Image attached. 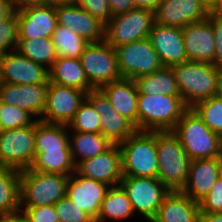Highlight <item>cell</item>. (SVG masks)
I'll use <instances>...</instances> for the list:
<instances>
[{
  "instance_id": "6da1fadb",
  "label": "cell",
  "mask_w": 222,
  "mask_h": 222,
  "mask_svg": "<svg viewBox=\"0 0 222 222\" xmlns=\"http://www.w3.org/2000/svg\"><path fill=\"white\" fill-rule=\"evenodd\" d=\"M172 69L180 96L188 108L220 94L222 70L213 64L188 60Z\"/></svg>"
},
{
  "instance_id": "7a4b0ae2",
  "label": "cell",
  "mask_w": 222,
  "mask_h": 222,
  "mask_svg": "<svg viewBox=\"0 0 222 222\" xmlns=\"http://www.w3.org/2000/svg\"><path fill=\"white\" fill-rule=\"evenodd\" d=\"M172 132L191 160L222 155V137L211 131L192 108L183 113Z\"/></svg>"
},
{
  "instance_id": "3957f363",
  "label": "cell",
  "mask_w": 222,
  "mask_h": 222,
  "mask_svg": "<svg viewBox=\"0 0 222 222\" xmlns=\"http://www.w3.org/2000/svg\"><path fill=\"white\" fill-rule=\"evenodd\" d=\"M156 149L157 178L170 191H181L187 181L192 160L172 130L156 131Z\"/></svg>"
},
{
  "instance_id": "277c9868",
  "label": "cell",
  "mask_w": 222,
  "mask_h": 222,
  "mask_svg": "<svg viewBox=\"0 0 222 222\" xmlns=\"http://www.w3.org/2000/svg\"><path fill=\"white\" fill-rule=\"evenodd\" d=\"M138 131L172 130L188 109L180 95L138 92Z\"/></svg>"
},
{
  "instance_id": "5b68a950",
  "label": "cell",
  "mask_w": 222,
  "mask_h": 222,
  "mask_svg": "<svg viewBox=\"0 0 222 222\" xmlns=\"http://www.w3.org/2000/svg\"><path fill=\"white\" fill-rule=\"evenodd\" d=\"M118 146L123 176L157 178L156 131L136 130Z\"/></svg>"
},
{
  "instance_id": "8992f818",
  "label": "cell",
  "mask_w": 222,
  "mask_h": 222,
  "mask_svg": "<svg viewBox=\"0 0 222 222\" xmlns=\"http://www.w3.org/2000/svg\"><path fill=\"white\" fill-rule=\"evenodd\" d=\"M69 176L31 170L20 171V207L54 205L66 195Z\"/></svg>"
},
{
  "instance_id": "52a82bcc",
  "label": "cell",
  "mask_w": 222,
  "mask_h": 222,
  "mask_svg": "<svg viewBox=\"0 0 222 222\" xmlns=\"http://www.w3.org/2000/svg\"><path fill=\"white\" fill-rule=\"evenodd\" d=\"M155 23L154 11L134 8L114 15L105 25L104 40L113 48L149 37Z\"/></svg>"
},
{
  "instance_id": "ba28073f",
  "label": "cell",
  "mask_w": 222,
  "mask_h": 222,
  "mask_svg": "<svg viewBox=\"0 0 222 222\" xmlns=\"http://www.w3.org/2000/svg\"><path fill=\"white\" fill-rule=\"evenodd\" d=\"M126 192L134 213L151 222L170 190L158 179L123 176L119 184Z\"/></svg>"
},
{
  "instance_id": "9c48e42d",
  "label": "cell",
  "mask_w": 222,
  "mask_h": 222,
  "mask_svg": "<svg viewBox=\"0 0 222 222\" xmlns=\"http://www.w3.org/2000/svg\"><path fill=\"white\" fill-rule=\"evenodd\" d=\"M82 67L94 89L122 79L115 48L105 40L89 43L80 57Z\"/></svg>"
},
{
  "instance_id": "30bf717a",
  "label": "cell",
  "mask_w": 222,
  "mask_h": 222,
  "mask_svg": "<svg viewBox=\"0 0 222 222\" xmlns=\"http://www.w3.org/2000/svg\"><path fill=\"white\" fill-rule=\"evenodd\" d=\"M35 123L11 130H0V167L19 171L31 167L35 159Z\"/></svg>"
},
{
  "instance_id": "8fae6325",
  "label": "cell",
  "mask_w": 222,
  "mask_h": 222,
  "mask_svg": "<svg viewBox=\"0 0 222 222\" xmlns=\"http://www.w3.org/2000/svg\"><path fill=\"white\" fill-rule=\"evenodd\" d=\"M115 50L122 78L135 80L164 67L149 38L115 47Z\"/></svg>"
},
{
  "instance_id": "7c38bea8",
  "label": "cell",
  "mask_w": 222,
  "mask_h": 222,
  "mask_svg": "<svg viewBox=\"0 0 222 222\" xmlns=\"http://www.w3.org/2000/svg\"><path fill=\"white\" fill-rule=\"evenodd\" d=\"M85 98L84 91L49 81L45 108L40 121L68 126Z\"/></svg>"
},
{
  "instance_id": "4fadbf2b",
  "label": "cell",
  "mask_w": 222,
  "mask_h": 222,
  "mask_svg": "<svg viewBox=\"0 0 222 222\" xmlns=\"http://www.w3.org/2000/svg\"><path fill=\"white\" fill-rule=\"evenodd\" d=\"M0 83H49V71L45 66L30 60L15 49L0 57Z\"/></svg>"
},
{
  "instance_id": "5bb4252c",
  "label": "cell",
  "mask_w": 222,
  "mask_h": 222,
  "mask_svg": "<svg viewBox=\"0 0 222 222\" xmlns=\"http://www.w3.org/2000/svg\"><path fill=\"white\" fill-rule=\"evenodd\" d=\"M58 25L69 28L89 43L104 40L105 25L97 18L71 1H56Z\"/></svg>"
},
{
  "instance_id": "9a60e30c",
  "label": "cell",
  "mask_w": 222,
  "mask_h": 222,
  "mask_svg": "<svg viewBox=\"0 0 222 222\" xmlns=\"http://www.w3.org/2000/svg\"><path fill=\"white\" fill-rule=\"evenodd\" d=\"M18 39L51 37L57 26L55 2L30 5L16 10Z\"/></svg>"
},
{
  "instance_id": "2e32d148",
  "label": "cell",
  "mask_w": 222,
  "mask_h": 222,
  "mask_svg": "<svg viewBox=\"0 0 222 222\" xmlns=\"http://www.w3.org/2000/svg\"><path fill=\"white\" fill-rule=\"evenodd\" d=\"M209 14L200 0H161L154 11L157 24L179 28L204 21Z\"/></svg>"
},
{
  "instance_id": "e0dca14e",
  "label": "cell",
  "mask_w": 222,
  "mask_h": 222,
  "mask_svg": "<svg viewBox=\"0 0 222 222\" xmlns=\"http://www.w3.org/2000/svg\"><path fill=\"white\" fill-rule=\"evenodd\" d=\"M86 99L93 105L101 119L100 133L112 144L122 143L136 131V128L112 107L99 89L87 93Z\"/></svg>"
},
{
  "instance_id": "ac0fdd59",
  "label": "cell",
  "mask_w": 222,
  "mask_h": 222,
  "mask_svg": "<svg viewBox=\"0 0 222 222\" xmlns=\"http://www.w3.org/2000/svg\"><path fill=\"white\" fill-rule=\"evenodd\" d=\"M75 171L81 176L103 182L110 187L118 186L123 178L118 144H113L102 154L80 161L75 166Z\"/></svg>"
},
{
  "instance_id": "d6986e66",
  "label": "cell",
  "mask_w": 222,
  "mask_h": 222,
  "mask_svg": "<svg viewBox=\"0 0 222 222\" xmlns=\"http://www.w3.org/2000/svg\"><path fill=\"white\" fill-rule=\"evenodd\" d=\"M109 188V185L81 176L75 171L67 181L66 196L91 218H97Z\"/></svg>"
},
{
  "instance_id": "ffe728a7",
  "label": "cell",
  "mask_w": 222,
  "mask_h": 222,
  "mask_svg": "<svg viewBox=\"0 0 222 222\" xmlns=\"http://www.w3.org/2000/svg\"><path fill=\"white\" fill-rule=\"evenodd\" d=\"M49 83L23 85L0 83V97L3 103L17 106L40 120L45 108Z\"/></svg>"
},
{
  "instance_id": "44dd1931",
  "label": "cell",
  "mask_w": 222,
  "mask_h": 222,
  "mask_svg": "<svg viewBox=\"0 0 222 222\" xmlns=\"http://www.w3.org/2000/svg\"><path fill=\"white\" fill-rule=\"evenodd\" d=\"M221 171V157L193 159L187 181L181 192L199 203L209 194L213 184L221 176Z\"/></svg>"
},
{
  "instance_id": "7402d4cb",
  "label": "cell",
  "mask_w": 222,
  "mask_h": 222,
  "mask_svg": "<svg viewBox=\"0 0 222 222\" xmlns=\"http://www.w3.org/2000/svg\"><path fill=\"white\" fill-rule=\"evenodd\" d=\"M148 38L164 67L188 61L181 28L162 26L155 22Z\"/></svg>"
},
{
  "instance_id": "603a6c76",
  "label": "cell",
  "mask_w": 222,
  "mask_h": 222,
  "mask_svg": "<svg viewBox=\"0 0 222 222\" xmlns=\"http://www.w3.org/2000/svg\"><path fill=\"white\" fill-rule=\"evenodd\" d=\"M187 59L214 65L215 37L211 23L206 19L181 28Z\"/></svg>"
},
{
  "instance_id": "cb8c5ba5",
  "label": "cell",
  "mask_w": 222,
  "mask_h": 222,
  "mask_svg": "<svg viewBox=\"0 0 222 222\" xmlns=\"http://www.w3.org/2000/svg\"><path fill=\"white\" fill-rule=\"evenodd\" d=\"M99 90L106 96L112 107L138 131V89L135 80L122 78L101 86Z\"/></svg>"
},
{
  "instance_id": "d4e9b609",
  "label": "cell",
  "mask_w": 222,
  "mask_h": 222,
  "mask_svg": "<svg viewBox=\"0 0 222 222\" xmlns=\"http://www.w3.org/2000/svg\"><path fill=\"white\" fill-rule=\"evenodd\" d=\"M199 203L181 191H170L151 222H199Z\"/></svg>"
},
{
  "instance_id": "484cf974",
  "label": "cell",
  "mask_w": 222,
  "mask_h": 222,
  "mask_svg": "<svg viewBox=\"0 0 222 222\" xmlns=\"http://www.w3.org/2000/svg\"><path fill=\"white\" fill-rule=\"evenodd\" d=\"M49 81L61 86L73 87L86 94L94 90L90 85L80 59L60 57L48 69Z\"/></svg>"
},
{
  "instance_id": "4316f807",
  "label": "cell",
  "mask_w": 222,
  "mask_h": 222,
  "mask_svg": "<svg viewBox=\"0 0 222 222\" xmlns=\"http://www.w3.org/2000/svg\"><path fill=\"white\" fill-rule=\"evenodd\" d=\"M66 125L35 122V157L41 152L70 151L69 129Z\"/></svg>"
},
{
  "instance_id": "83f0119b",
  "label": "cell",
  "mask_w": 222,
  "mask_h": 222,
  "mask_svg": "<svg viewBox=\"0 0 222 222\" xmlns=\"http://www.w3.org/2000/svg\"><path fill=\"white\" fill-rule=\"evenodd\" d=\"M112 145L101 133L69 132V147L75 166L80 161L104 153Z\"/></svg>"
},
{
  "instance_id": "f1b7e54d",
  "label": "cell",
  "mask_w": 222,
  "mask_h": 222,
  "mask_svg": "<svg viewBox=\"0 0 222 222\" xmlns=\"http://www.w3.org/2000/svg\"><path fill=\"white\" fill-rule=\"evenodd\" d=\"M20 212V171L0 167V216Z\"/></svg>"
},
{
  "instance_id": "f546056e",
  "label": "cell",
  "mask_w": 222,
  "mask_h": 222,
  "mask_svg": "<svg viewBox=\"0 0 222 222\" xmlns=\"http://www.w3.org/2000/svg\"><path fill=\"white\" fill-rule=\"evenodd\" d=\"M138 92L148 95H180L172 67H163L154 73L135 79Z\"/></svg>"
},
{
  "instance_id": "4dcf8cb0",
  "label": "cell",
  "mask_w": 222,
  "mask_h": 222,
  "mask_svg": "<svg viewBox=\"0 0 222 222\" xmlns=\"http://www.w3.org/2000/svg\"><path fill=\"white\" fill-rule=\"evenodd\" d=\"M134 214L136 213L133 211L126 192L118 185L107 190L97 219L100 222H106L108 219L124 221L127 218H131Z\"/></svg>"
},
{
  "instance_id": "1f68e13d",
  "label": "cell",
  "mask_w": 222,
  "mask_h": 222,
  "mask_svg": "<svg viewBox=\"0 0 222 222\" xmlns=\"http://www.w3.org/2000/svg\"><path fill=\"white\" fill-rule=\"evenodd\" d=\"M16 50L30 60L45 66L47 69L58 58L51 37L18 39Z\"/></svg>"
},
{
  "instance_id": "d6a6232c",
  "label": "cell",
  "mask_w": 222,
  "mask_h": 222,
  "mask_svg": "<svg viewBox=\"0 0 222 222\" xmlns=\"http://www.w3.org/2000/svg\"><path fill=\"white\" fill-rule=\"evenodd\" d=\"M30 169L70 176L75 172V164L71 151L41 152L35 157Z\"/></svg>"
},
{
  "instance_id": "836d02e7",
  "label": "cell",
  "mask_w": 222,
  "mask_h": 222,
  "mask_svg": "<svg viewBox=\"0 0 222 222\" xmlns=\"http://www.w3.org/2000/svg\"><path fill=\"white\" fill-rule=\"evenodd\" d=\"M51 38L58 58L80 59L85 47L89 44V42L74 31L58 24Z\"/></svg>"
},
{
  "instance_id": "e575fe53",
  "label": "cell",
  "mask_w": 222,
  "mask_h": 222,
  "mask_svg": "<svg viewBox=\"0 0 222 222\" xmlns=\"http://www.w3.org/2000/svg\"><path fill=\"white\" fill-rule=\"evenodd\" d=\"M192 109L211 131L222 137V96L220 94L196 103Z\"/></svg>"
},
{
  "instance_id": "d590c367",
  "label": "cell",
  "mask_w": 222,
  "mask_h": 222,
  "mask_svg": "<svg viewBox=\"0 0 222 222\" xmlns=\"http://www.w3.org/2000/svg\"><path fill=\"white\" fill-rule=\"evenodd\" d=\"M100 117L93 105L85 98L68 124L69 131L100 133Z\"/></svg>"
},
{
  "instance_id": "8d00e7d4",
  "label": "cell",
  "mask_w": 222,
  "mask_h": 222,
  "mask_svg": "<svg viewBox=\"0 0 222 222\" xmlns=\"http://www.w3.org/2000/svg\"><path fill=\"white\" fill-rule=\"evenodd\" d=\"M33 116L13 105L2 102L0 109V130H11L33 125L37 120Z\"/></svg>"
},
{
  "instance_id": "74e56055",
  "label": "cell",
  "mask_w": 222,
  "mask_h": 222,
  "mask_svg": "<svg viewBox=\"0 0 222 222\" xmlns=\"http://www.w3.org/2000/svg\"><path fill=\"white\" fill-rule=\"evenodd\" d=\"M18 20L16 10L0 21V57L15 50L18 44Z\"/></svg>"
},
{
  "instance_id": "f35d334b",
  "label": "cell",
  "mask_w": 222,
  "mask_h": 222,
  "mask_svg": "<svg viewBox=\"0 0 222 222\" xmlns=\"http://www.w3.org/2000/svg\"><path fill=\"white\" fill-rule=\"evenodd\" d=\"M54 207L59 222H86L91 218L66 195Z\"/></svg>"
},
{
  "instance_id": "ab89813d",
  "label": "cell",
  "mask_w": 222,
  "mask_h": 222,
  "mask_svg": "<svg viewBox=\"0 0 222 222\" xmlns=\"http://www.w3.org/2000/svg\"><path fill=\"white\" fill-rule=\"evenodd\" d=\"M71 2L82 7L104 25L112 18L108 0H71Z\"/></svg>"
},
{
  "instance_id": "60d3db41",
  "label": "cell",
  "mask_w": 222,
  "mask_h": 222,
  "mask_svg": "<svg viewBox=\"0 0 222 222\" xmlns=\"http://www.w3.org/2000/svg\"><path fill=\"white\" fill-rule=\"evenodd\" d=\"M201 213H222V177L213 184L209 194L199 202Z\"/></svg>"
},
{
  "instance_id": "b9f144b4",
  "label": "cell",
  "mask_w": 222,
  "mask_h": 222,
  "mask_svg": "<svg viewBox=\"0 0 222 222\" xmlns=\"http://www.w3.org/2000/svg\"><path fill=\"white\" fill-rule=\"evenodd\" d=\"M29 222H59L54 205L38 207H20Z\"/></svg>"
},
{
  "instance_id": "7bdbcfd3",
  "label": "cell",
  "mask_w": 222,
  "mask_h": 222,
  "mask_svg": "<svg viewBox=\"0 0 222 222\" xmlns=\"http://www.w3.org/2000/svg\"><path fill=\"white\" fill-rule=\"evenodd\" d=\"M207 20L212 25L215 37L214 66L222 70V17L209 14Z\"/></svg>"
},
{
  "instance_id": "ee69618b",
  "label": "cell",
  "mask_w": 222,
  "mask_h": 222,
  "mask_svg": "<svg viewBox=\"0 0 222 222\" xmlns=\"http://www.w3.org/2000/svg\"><path fill=\"white\" fill-rule=\"evenodd\" d=\"M108 4L112 16L127 13L135 8L133 0H108Z\"/></svg>"
},
{
  "instance_id": "f6af8a7d",
  "label": "cell",
  "mask_w": 222,
  "mask_h": 222,
  "mask_svg": "<svg viewBox=\"0 0 222 222\" xmlns=\"http://www.w3.org/2000/svg\"><path fill=\"white\" fill-rule=\"evenodd\" d=\"M53 2L52 0H11L12 6L15 10H19L23 7L30 5H42Z\"/></svg>"
},
{
  "instance_id": "bcb514c9",
  "label": "cell",
  "mask_w": 222,
  "mask_h": 222,
  "mask_svg": "<svg viewBox=\"0 0 222 222\" xmlns=\"http://www.w3.org/2000/svg\"><path fill=\"white\" fill-rule=\"evenodd\" d=\"M14 11L11 0H0V21L10 16Z\"/></svg>"
},
{
  "instance_id": "7dc6e473",
  "label": "cell",
  "mask_w": 222,
  "mask_h": 222,
  "mask_svg": "<svg viewBox=\"0 0 222 222\" xmlns=\"http://www.w3.org/2000/svg\"><path fill=\"white\" fill-rule=\"evenodd\" d=\"M161 0H133L135 8L149 9L155 11Z\"/></svg>"
},
{
  "instance_id": "c3c4849f",
  "label": "cell",
  "mask_w": 222,
  "mask_h": 222,
  "mask_svg": "<svg viewBox=\"0 0 222 222\" xmlns=\"http://www.w3.org/2000/svg\"><path fill=\"white\" fill-rule=\"evenodd\" d=\"M199 222H222V213H201Z\"/></svg>"
},
{
  "instance_id": "681fc988",
  "label": "cell",
  "mask_w": 222,
  "mask_h": 222,
  "mask_svg": "<svg viewBox=\"0 0 222 222\" xmlns=\"http://www.w3.org/2000/svg\"><path fill=\"white\" fill-rule=\"evenodd\" d=\"M209 13L214 16L222 17V0H217L209 9Z\"/></svg>"
},
{
  "instance_id": "f907efd6",
  "label": "cell",
  "mask_w": 222,
  "mask_h": 222,
  "mask_svg": "<svg viewBox=\"0 0 222 222\" xmlns=\"http://www.w3.org/2000/svg\"><path fill=\"white\" fill-rule=\"evenodd\" d=\"M8 222H29L22 212L8 216Z\"/></svg>"
},
{
  "instance_id": "816d5d0a",
  "label": "cell",
  "mask_w": 222,
  "mask_h": 222,
  "mask_svg": "<svg viewBox=\"0 0 222 222\" xmlns=\"http://www.w3.org/2000/svg\"><path fill=\"white\" fill-rule=\"evenodd\" d=\"M204 5H206L208 7V9H210L217 0H200Z\"/></svg>"
},
{
  "instance_id": "f5cc1de1",
  "label": "cell",
  "mask_w": 222,
  "mask_h": 222,
  "mask_svg": "<svg viewBox=\"0 0 222 222\" xmlns=\"http://www.w3.org/2000/svg\"><path fill=\"white\" fill-rule=\"evenodd\" d=\"M0 222H8V216H0Z\"/></svg>"
},
{
  "instance_id": "db71d44e",
  "label": "cell",
  "mask_w": 222,
  "mask_h": 222,
  "mask_svg": "<svg viewBox=\"0 0 222 222\" xmlns=\"http://www.w3.org/2000/svg\"><path fill=\"white\" fill-rule=\"evenodd\" d=\"M86 222H100L97 218H90Z\"/></svg>"
},
{
  "instance_id": "11a10c76",
  "label": "cell",
  "mask_w": 222,
  "mask_h": 222,
  "mask_svg": "<svg viewBox=\"0 0 222 222\" xmlns=\"http://www.w3.org/2000/svg\"><path fill=\"white\" fill-rule=\"evenodd\" d=\"M220 95L222 96V75H221Z\"/></svg>"
},
{
  "instance_id": "9f6ffc18",
  "label": "cell",
  "mask_w": 222,
  "mask_h": 222,
  "mask_svg": "<svg viewBox=\"0 0 222 222\" xmlns=\"http://www.w3.org/2000/svg\"><path fill=\"white\" fill-rule=\"evenodd\" d=\"M53 2H56V1H71V0H52Z\"/></svg>"
},
{
  "instance_id": "6f0895ef",
  "label": "cell",
  "mask_w": 222,
  "mask_h": 222,
  "mask_svg": "<svg viewBox=\"0 0 222 222\" xmlns=\"http://www.w3.org/2000/svg\"><path fill=\"white\" fill-rule=\"evenodd\" d=\"M1 106H2V100H1V97H0V109H1Z\"/></svg>"
}]
</instances>
